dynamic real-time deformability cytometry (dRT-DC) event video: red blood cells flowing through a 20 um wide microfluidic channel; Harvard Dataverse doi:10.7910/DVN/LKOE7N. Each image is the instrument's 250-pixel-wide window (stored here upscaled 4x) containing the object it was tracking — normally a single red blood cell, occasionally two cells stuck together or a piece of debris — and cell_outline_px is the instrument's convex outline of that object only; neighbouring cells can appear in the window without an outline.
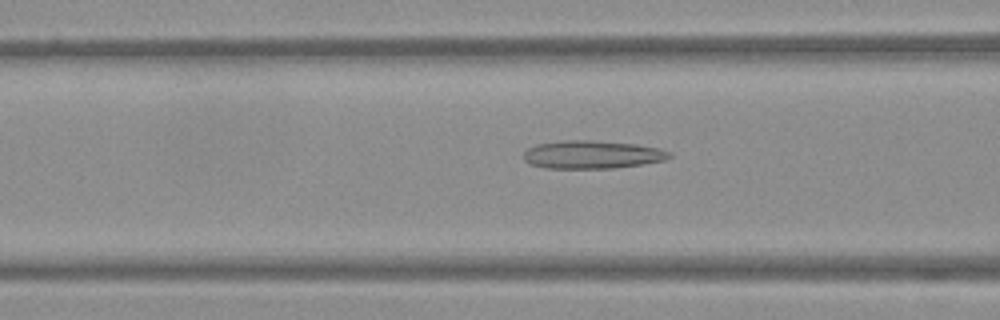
{"species": "Egyptian fruit bat (a non-hibernating species)", "species_latin": "Rousettus aegyptiacus", "temperature_condition": "warm", "stored_images_in_passage": 49, "camera_frame_rate_fps": 3000, "um_per_image_px": 0.085, "frame": {"image": 1, "passage_image": 18, "time_ms": 5.667, "image_size_px": [1000, 320], "cell_outline_px": [[672, 156], [664, 160], [640, 164], [612, 168], [544, 168], [532, 164], [524, 160], [524, 152], [528, 148], [536, 144], [564, 140], [592, 140], [636, 144], [660, 148], [672, 152]], "centroid_in_image_um": [50.34, 13.13], "position_along_channel_um": 116.3, "area_um2": 23.81}}
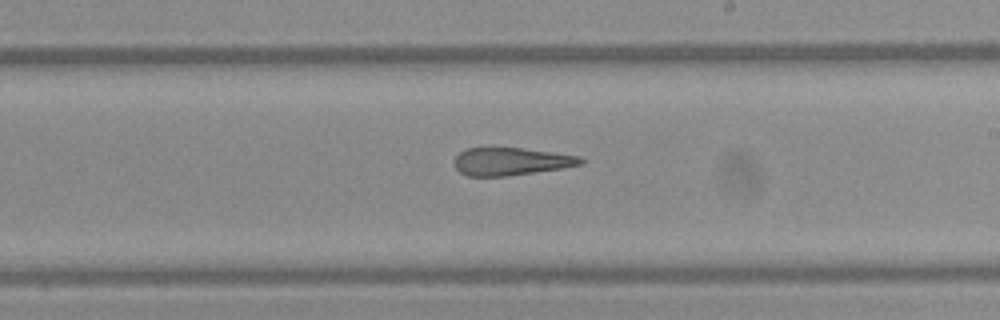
{"frame": {"image": 2, "passage_image": 28, "time_ms": 9.0, "image_size_px": [1000, 320], "cell_outline_px": [[584, 164], [560, 168], [508, 176], [468, 176], [460, 172], [456, 168], [456, 156], [460, 152], [468, 148], [520, 148], [552, 152], [580, 156], [584, 160]], "centroid_in_image_um": [43.45, 13.72], "position_along_channel_um": 245.5, "area_um2": 20.11}}
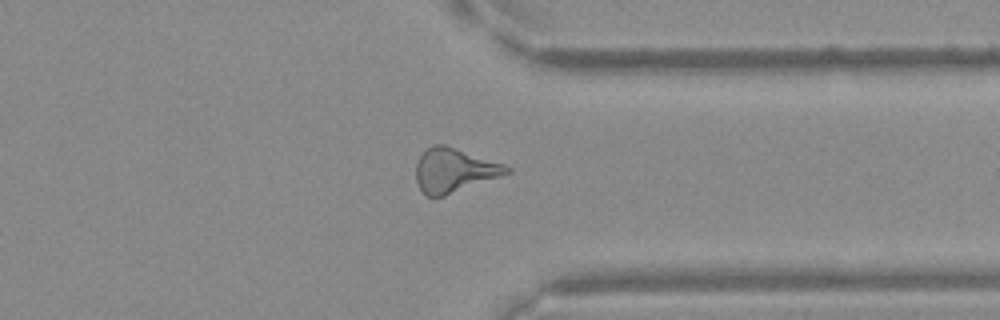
{"frame": {"image": 3, "passage_image": 38, "time_ms": 12.333, "image_size_px": [1000, 320], "cell_outline_px": [[512, 172], [444, 196], [424, 196], [416, 180], [416, 164], [420, 156], [432, 144], [444, 144], [504, 164], [512, 168]], "centroid_in_image_um": [38.6, 14.48], "position_along_channel_um": 372.8, "area_um2": 23.12}}